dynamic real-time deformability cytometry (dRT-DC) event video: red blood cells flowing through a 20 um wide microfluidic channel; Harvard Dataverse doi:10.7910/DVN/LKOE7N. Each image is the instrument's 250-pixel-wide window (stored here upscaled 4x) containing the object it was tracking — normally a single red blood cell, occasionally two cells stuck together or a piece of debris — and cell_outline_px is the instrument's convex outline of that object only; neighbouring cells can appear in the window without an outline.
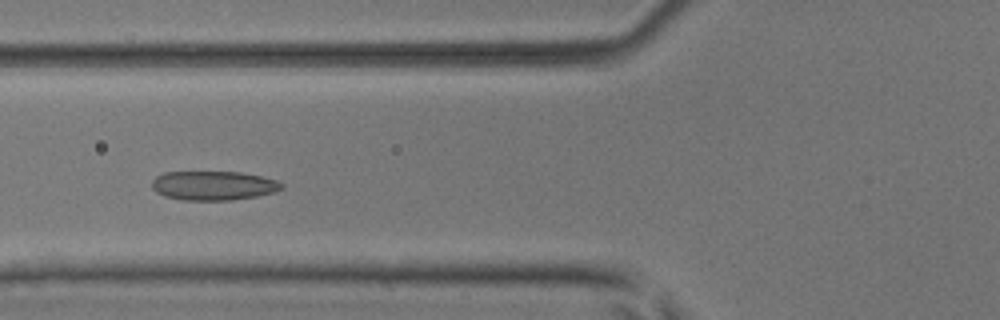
{"species": "common noctule bat (a hibernating species)", "species_latin": "Nyctalus noctula", "temperature_condition": "room temperature", "stored_images_in_passage": 5, "camera_frame_rate_fps": 3000, "um_per_image_px": 0.085, "animal": {"sex": "male", "body_mass_g": 17.9, "forearm_length_mm": 54.2}, "frame": {"image": 1, "passage_image": 4, "time_ms": 1.0, "image_size_px": [1000, 320], "cell_outline_px": [[284, 188], [276, 192], [256, 196], [232, 200], [180, 200], [164, 196], [156, 192], [152, 188], [152, 180], [156, 176], [164, 172], [240, 172], [260, 176], [276, 180], [284, 184]], "centroid_in_image_um": [18.14, 15.78], "position_along_channel_um": 107.7, "area_um2": 22.2}}
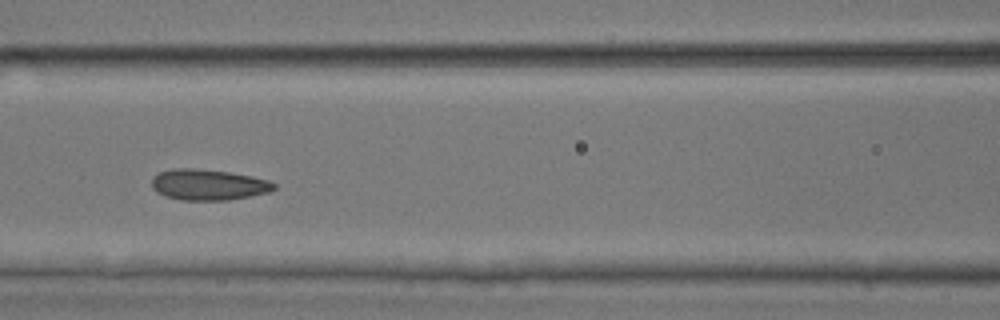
{"frame": {"image": 2, "passage_image": 5, "time_ms": 1.333, "image_size_px": [1000, 320], "cell_outline_px": [[276, 188], [268, 192], [252, 196], [228, 200], [180, 200], [156, 192], [152, 188], [152, 176], [160, 172], [172, 168], [192, 168], [228, 172], [252, 176], [268, 180], [276, 184]], "centroid_in_image_um": [17.7, 15.7], "position_along_channel_um": 148.9, "area_um2": 22.02}}